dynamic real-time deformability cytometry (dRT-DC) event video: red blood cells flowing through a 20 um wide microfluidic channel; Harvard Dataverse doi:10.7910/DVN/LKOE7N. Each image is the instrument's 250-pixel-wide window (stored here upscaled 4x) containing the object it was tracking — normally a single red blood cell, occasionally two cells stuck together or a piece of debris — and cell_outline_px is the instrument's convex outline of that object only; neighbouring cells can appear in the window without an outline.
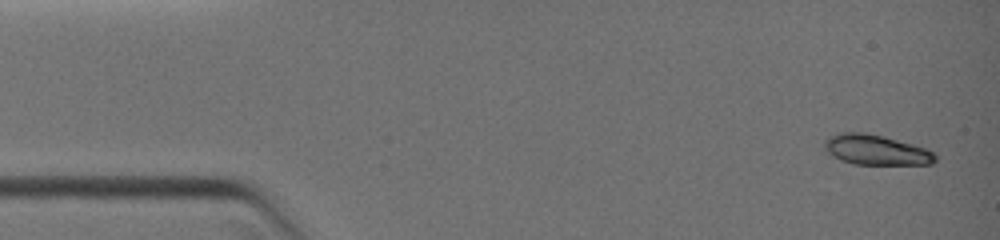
{"species": "common noctule bat (a hibernating species)", "species_latin": "Nyctalus noctula", "temperature_condition": "warm", "stored_images_in_passage": 17, "camera_frame_rate_fps": 3000, "um_per_image_px": 0.085, "animal": {"sex": "female", "body_mass_g": 19.0, "forearm_length_mm": 51.5}, "frame": {"image": 1, "passage_image": 1, "time_ms": 0.0, "image_size_px": [1000, 240], "cell_outline_px": [[936, 160], [932, 164], [852, 164], [840, 160], [832, 156], [824, 148], [824, 140], [836, 132], [864, 132], [884, 136], [912, 144], [924, 148], [932, 152], [936, 156]], "centroid_in_image_um": [74.41, 12.73], "position_along_channel_um": 10.6, "area_um2": 19.48}}
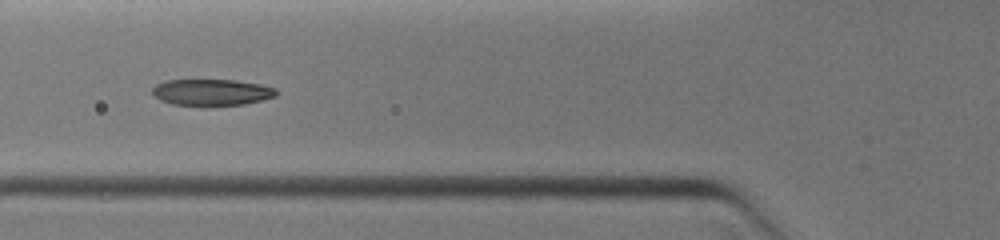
{"frame": {"image": 2, "passage_image": 14, "time_ms": 4.667, "image_size_px": [1000, 240], "cell_outline_px": [[280, 92], [276, 96], [244, 104], [172, 104], [160, 100], [152, 96], [152, 88], [156, 84], [164, 80], [236, 80], [260, 84], [276, 88]], "centroid_in_image_um": [17.98, 7.82], "position_along_channel_um": 107.8, "area_um2": 18.84}}
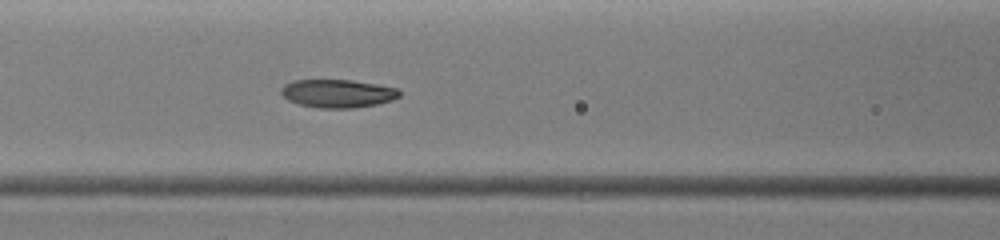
{"frame": {"image": 3, "passage_image": 16, "time_ms": 5.333, "image_size_px": [1000, 240], "cell_outline_px": [[400, 96], [392, 100], [376, 104], [352, 108], [316, 108], [300, 104], [288, 100], [280, 92], [280, 88], [284, 84], [292, 80], [352, 80], [400, 88]], "centroid_in_image_um": [28.7, 7.94], "position_along_channel_um": 137.9, "area_um2": 19.54}}